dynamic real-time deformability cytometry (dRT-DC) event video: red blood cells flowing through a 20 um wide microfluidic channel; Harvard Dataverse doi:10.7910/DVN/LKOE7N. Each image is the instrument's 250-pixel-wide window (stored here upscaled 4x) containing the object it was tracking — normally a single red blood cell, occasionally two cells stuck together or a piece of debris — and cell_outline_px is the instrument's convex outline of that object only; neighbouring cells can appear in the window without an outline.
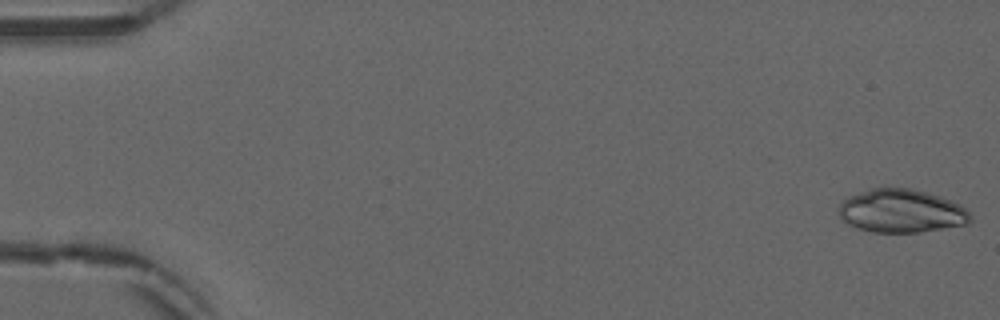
{"species": "common noctule bat (a hibernating species)", "species_latin": "Nyctalus noctula", "temperature_condition": "warm", "stored_images_in_passage": 52, "camera_frame_rate_fps": 3000, "um_per_image_px": 0.085, "animal": {"sex": "male", "forearm_length_mm": 52.5}, "frame": {"image": 1, "passage_image": 1, "time_ms": 0.0, "image_size_px": [1000, 320], "cell_outline_px": [[972, 220], [968, 224], [920, 232], [872, 232], [856, 228], [840, 220], [840, 204], [848, 196], [872, 188], [912, 188], [940, 196], [960, 204], [972, 216]], "centroid_in_image_um": [76.62, 17.94], "position_along_channel_um": 8.4, "area_um2": 33.29}}